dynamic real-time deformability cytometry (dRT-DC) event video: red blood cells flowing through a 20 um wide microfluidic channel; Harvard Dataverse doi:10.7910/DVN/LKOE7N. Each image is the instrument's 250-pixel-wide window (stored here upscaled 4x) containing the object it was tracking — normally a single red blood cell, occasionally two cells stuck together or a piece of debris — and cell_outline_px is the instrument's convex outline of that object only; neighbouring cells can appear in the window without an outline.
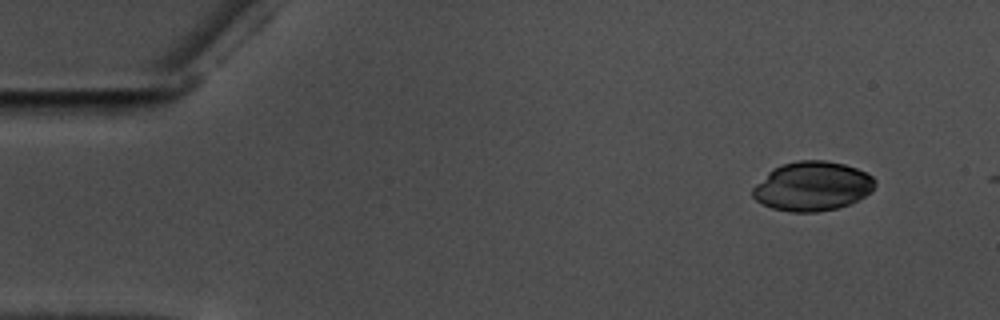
{"species": "common noctule bat (a hibernating species)", "species_latin": "Nyctalus noctula", "temperature_condition": "warm", "stored_images_in_passage": 3, "camera_frame_rate_fps": 3000, "um_per_image_px": 0.085, "animal": {"sex": "male", "body_mass_g": 17.5, "forearm_length_mm": 52.3}, "frame": {"image": 1, "passage_image": 1, "time_ms": 0.0, "image_size_px": [1000, 320], "cell_outline_px": [[876, 184], [864, 196], [848, 204], [836, 208], [816, 212], [788, 212], [772, 208], [756, 200], [752, 196], [752, 188], [772, 168], [796, 160], [824, 160], [844, 164], [856, 168], [872, 176], [876, 180]], "centroid_in_image_um": [69.02, 15.82], "position_along_channel_um": 16.0, "area_um2": 34.91}}